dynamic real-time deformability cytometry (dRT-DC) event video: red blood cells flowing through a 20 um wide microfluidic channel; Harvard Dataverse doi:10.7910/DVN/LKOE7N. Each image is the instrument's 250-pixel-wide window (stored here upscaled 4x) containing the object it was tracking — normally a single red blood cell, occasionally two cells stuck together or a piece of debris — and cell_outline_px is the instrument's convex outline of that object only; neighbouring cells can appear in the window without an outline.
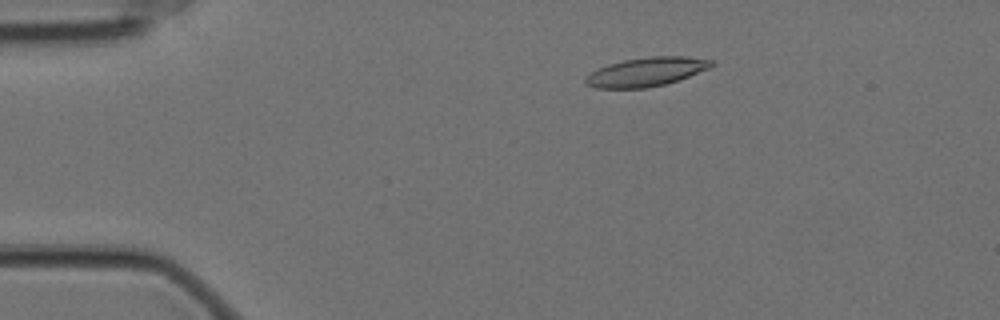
{"species": "Egyptian fruit bat (a non-hibernating species)", "species_latin": "Rousettus aegyptiacus", "temperature_condition": "cold", "stored_images_in_passage": 48, "camera_frame_rate_fps": 3000, "um_per_image_px": 0.085, "animal": {"sex": "female"}, "frame": {"image": 1, "passage_image": 1, "time_ms": 0.0, "image_size_px": [1000, 320], "cell_outline_px": [[716, 64], [708, 68], [680, 80], [664, 84], [644, 88], [596, 88], [588, 84], [584, 80], [592, 72], [608, 64], [624, 60], [652, 56], [684, 56], [712, 60]], "centroid_in_image_um": [54.97, 6.1], "position_along_channel_um": 30.0, "area_um2": 20.92}}
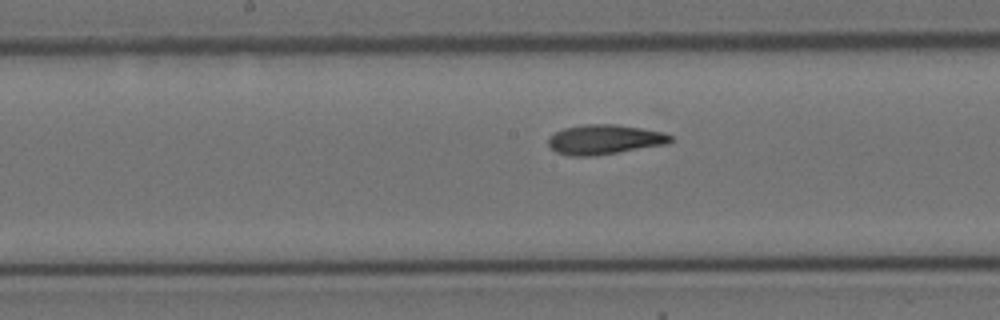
{"frame": {"image": 2, "passage_image": 20, "time_ms": 6.333, "image_size_px": [1000, 320], "cell_outline_px": [[672, 140], [668, 144], [592, 156], [568, 156], [556, 152], [548, 144], [548, 136], [564, 128], [584, 124], [616, 124], [664, 132], [672, 136]], "centroid_in_image_um": [51.37, 11.85], "position_along_channel_um": 196.8, "area_um2": 21.15}}
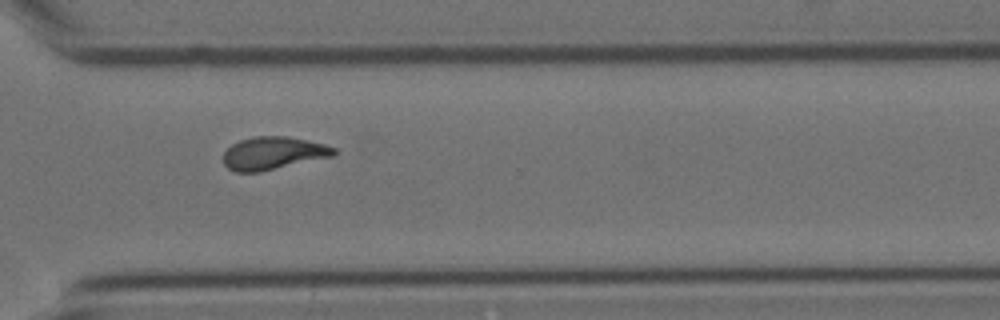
{"frame": {"image": 3, "passage_image": 33, "time_ms": 10.667, "image_size_px": [1000, 320], "cell_outline_px": [[336, 156], [260, 172], [236, 172], [228, 168], [224, 164], [224, 152], [232, 144], [240, 140], [252, 136], [284, 136], [324, 144], [336, 148]], "centroid_in_image_um": [23.24, 13.03], "position_along_channel_um": 347.4, "area_um2": 21.21}, "authors_computed_cell_mechanics": {"area_um2": 20.519, "velocity_mm_per_s": 3.4916, "shape_relaxation_time_tau1_ms": null, "shape_relaxation_time_tau2_ms": 3.1281, "deformation_change_tau1": null, "deformation_change_tau2": 0.1055}}